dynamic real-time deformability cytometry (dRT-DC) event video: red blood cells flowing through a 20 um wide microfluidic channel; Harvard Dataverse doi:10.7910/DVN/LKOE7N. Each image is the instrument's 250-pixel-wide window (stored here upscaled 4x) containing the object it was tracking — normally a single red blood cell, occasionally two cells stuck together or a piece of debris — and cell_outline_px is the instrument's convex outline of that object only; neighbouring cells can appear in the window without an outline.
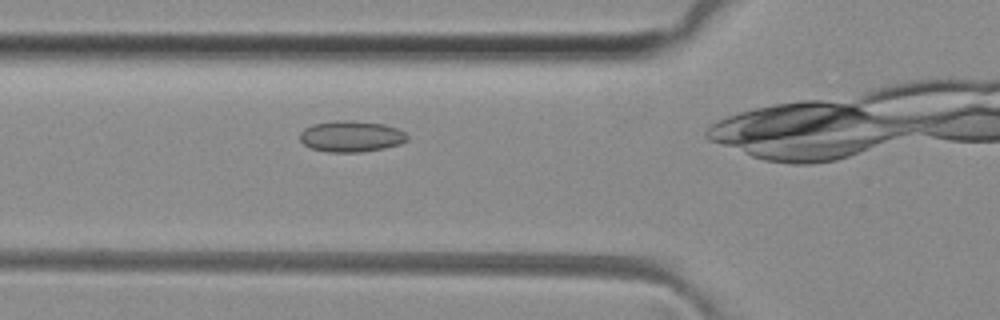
{"species": "common noctule bat (a hibernating species)", "species_latin": "Nyctalus noctula", "temperature_condition": "room temperature", "stored_images_in_passage": 15, "camera_frame_rate_fps": 3000, "um_per_image_px": 0.085, "animal": {"sex": "female", "body_mass_g": 29.2, "forearm_length_mm": 56.3}, "frame": {"image": 1, "passage_image": 5, "time_ms": 1.333, "image_size_px": [1000, 320], "cell_outline_px": [[408, 140], [400, 144], [384, 148], [360, 152], [328, 152], [312, 148], [304, 144], [300, 140], [300, 132], [304, 128], [312, 124], [336, 120], [352, 120], [384, 124], [396, 128], [404, 132], [408, 136]], "centroid_in_image_um": [29.84, 11.58], "position_along_channel_um": 96.0, "area_um2": 19.54}}
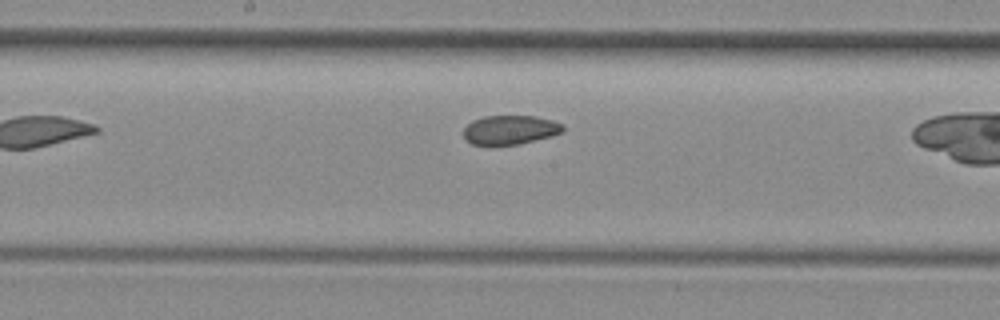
{"frame": {"image": 2, "passage_image": 13, "time_ms": 4.0, "image_size_px": [1000, 320], "cell_outline_px": [[564, 132], [552, 136], [516, 144], [472, 144], [464, 140], [464, 128], [472, 120], [484, 116], [536, 116], [552, 120], [564, 124]], "centroid_in_image_um": [43.37, 11.02], "position_along_channel_um": 204.8, "area_um2": 16.82}}